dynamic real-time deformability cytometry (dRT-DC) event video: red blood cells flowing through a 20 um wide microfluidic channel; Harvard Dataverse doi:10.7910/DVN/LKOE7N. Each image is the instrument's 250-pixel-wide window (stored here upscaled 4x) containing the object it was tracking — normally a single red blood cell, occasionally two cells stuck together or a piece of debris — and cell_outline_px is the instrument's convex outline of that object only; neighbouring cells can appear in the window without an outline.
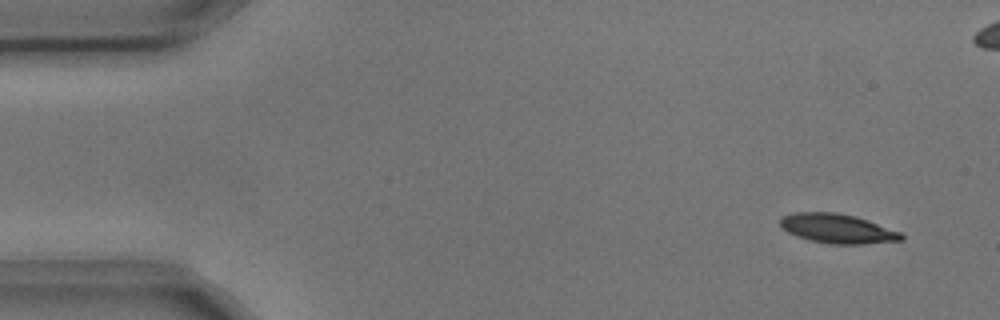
{"species": "common noctule bat (a hibernating species)", "species_latin": "Nyctalus noctula", "temperature_condition": "cold", "stored_images_in_passage": 5, "camera_frame_rate_fps": 3000, "um_per_image_px": 0.085, "animal": {"sex": "male", "body_mass_g": 17.9, "forearm_length_mm": 54.2}, "frame": {"image": 1, "passage_image": 1, "time_ms": 0.0, "image_size_px": [1000, 320], "cell_outline_px": [[904, 240], [864, 244], [828, 244], [808, 240], [796, 236], [788, 232], [780, 224], [780, 216], [792, 212], [836, 212], [856, 216], [868, 220], [900, 232], [904, 236]], "centroid_in_image_um": [71.16, 19.43], "position_along_channel_um": 13.8, "area_um2": 20.92}}